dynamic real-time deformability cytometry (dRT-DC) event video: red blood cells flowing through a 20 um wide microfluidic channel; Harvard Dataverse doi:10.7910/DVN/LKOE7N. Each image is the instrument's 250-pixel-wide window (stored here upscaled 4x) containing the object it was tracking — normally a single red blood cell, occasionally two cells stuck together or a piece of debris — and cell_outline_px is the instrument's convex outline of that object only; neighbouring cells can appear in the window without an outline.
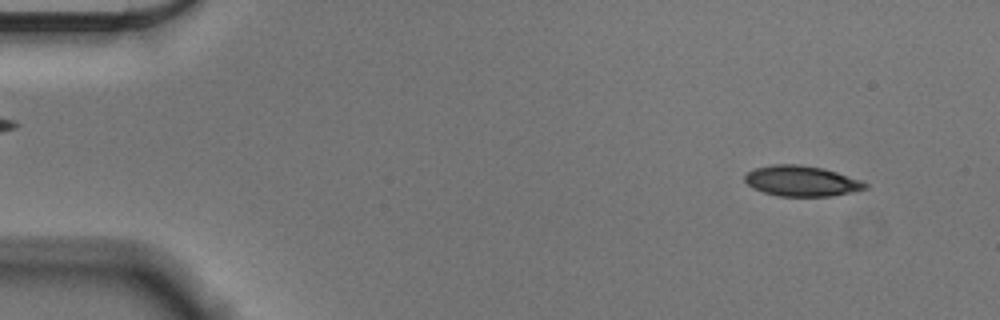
{"species": "Egyptian fruit bat (a non-hibernating species)", "species_latin": "Rousettus aegyptiacus", "temperature_condition": "cold", "stored_images_in_passage": 54, "camera_frame_rate_fps": 3000, "um_per_image_px": 0.085, "animal": {"sex": "male"}, "frame": {"image": 1, "passage_image": 4, "time_ms": 1.0, "image_size_px": [1000, 320], "cell_outline_px": [[868, 188], [852, 192], [828, 196], [780, 196], [764, 192], [752, 188], [744, 180], [744, 176], [748, 172], [756, 168], [772, 164], [800, 164], [824, 168], [860, 180], [868, 184]], "centroid_in_image_um": [68.12, 15.38], "position_along_channel_um": 16.9, "area_um2": 21.33}}
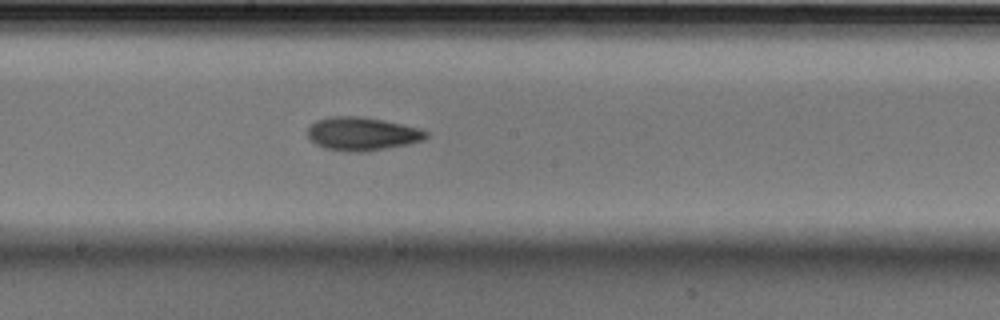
{"frame": {"image": 2, "passage_image": 29, "time_ms": 9.333, "image_size_px": [1000, 320], "cell_outline_px": [[428, 136], [424, 140], [408, 144], [364, 152], [348, 152], [324, 148], [316, 144], [308, 136], [308, 128], [316, 120], [332, 116], [356, 116], [380, 120], [420, 128], [428, 132]], "centroid_in_image_um": [30.78, 11.38], "position_along_channel_um": 217.4, "area_um2": 22.83}}
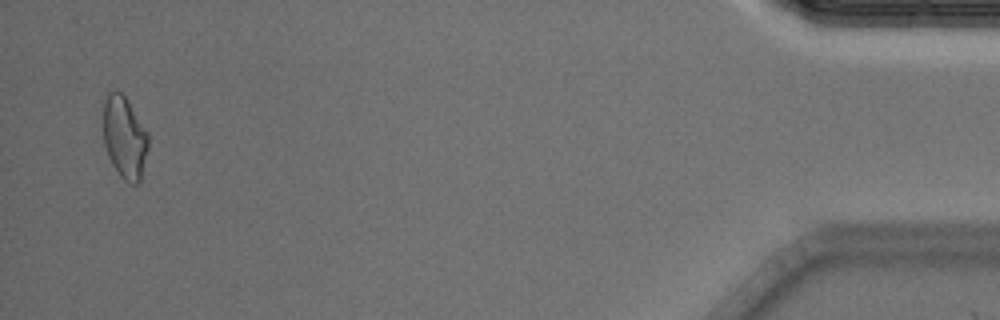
{"frame": {"image": 3, "passage_image": 53, "time_ms": 17.333, "image_size_px": [1000, 320], "cell_outline_px": [[148, 148], [140, 180], [136, 184], [132, 184], [124, 180], [120, 176], [112, 164], [108, 156], [104, 144], [104, 100], [108, 92], [120, 92], [128, 100], [148, 132]], "centroid_in_image_um": [10.59, 11.69], "position_along_channel_um": 424.6, "area_um2": 21.44}, "authors_computed_cell_mechanics": {"area_um2": 21.7328, "velocity_mm_per_s": 3.6002, "shape_relaxation_time_tau1_ms": 3.5795, "shape_relaxation_time_tau2_ms": 4.2637, "deformation_change_tau1": 0.1049, "deformation_change_tau2": 0.0939}}